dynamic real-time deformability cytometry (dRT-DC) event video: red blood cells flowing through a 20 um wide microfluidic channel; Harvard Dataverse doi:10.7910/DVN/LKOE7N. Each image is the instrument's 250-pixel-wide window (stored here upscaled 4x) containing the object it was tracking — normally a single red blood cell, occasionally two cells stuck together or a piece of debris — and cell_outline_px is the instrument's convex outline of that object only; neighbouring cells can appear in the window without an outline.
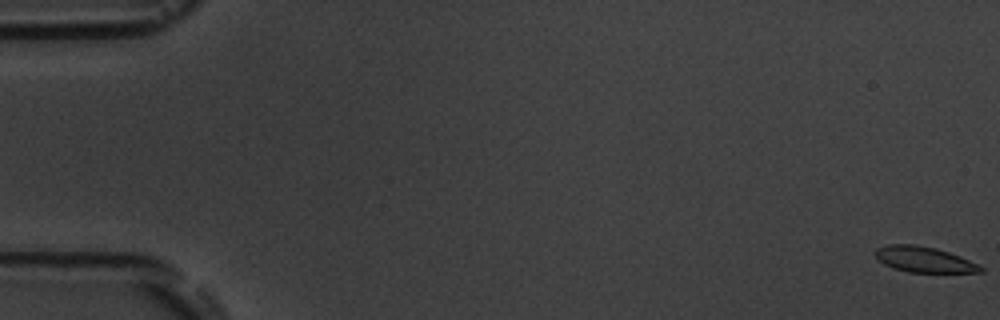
{"species": "common noctule bat (a hibernating species)", "species_latin": "Nyctalus noctula", "temperature_condition": "room temperature", "stored_images_in_passage": 7, "camera_frame_rate_fps": 3000, "um_per_image_px": 0.085, "animal": {"sex": "male", "body_mass_g": 19.5, "forearm_length_mm": 54.6}, "frame": {"image": 1, "passage_image": 1, "time_ms": 0.0, "image_size_px": [1000, 320], "cell_outline_px": [[984, 272], [908, 272], [892, 268], [884, 264], [876, 256], [876, 248], [888, 244], [916, 244], [936, 248], [960, 256], [984, 268]], "centroid_in_image_um": [78.52, 22.05], "position_along_channel_um": 6.5, "area_um2": 15.61}}
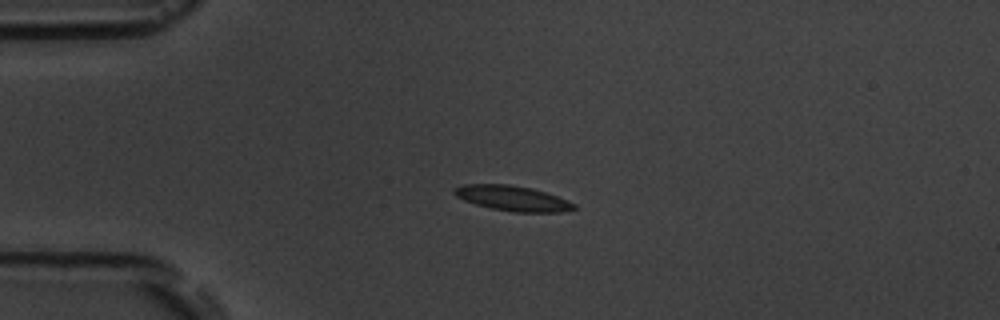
{"frame": {"image": 2, "passage_image": 5, "time_ms": 4.667, "image_size_px": [1000, 320], "cell_outline_px": [[576, 208], [560, 212], [512, 212], [492, 208], [476, 204], [464, 200], [456, 196], [452, 192], [452, 188], [464, 184], [508, 184], [532, 188], [556, 196], [576, 204]], "centroid_in_image_um": [43.53, 16.85], "position_along_channel_um": 41.5, "area_um2": 17.46}}
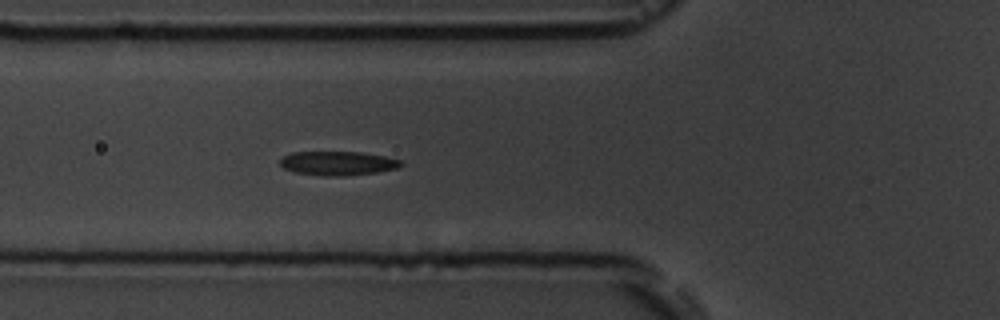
{"frame": {"image": 3, "passage_image": 7, "time_ms": 7.0, "image_size_px": [1000, 320], "cell_outline_px": [[404, 164], [400, 168], [376, 172], [344, 176], [324, 176], [296, 172], [284, 168], [280, 164], [280, 160], [284, 156], [292, 152], [360, 152], [384, 156], [400, 160]], "centroid_in_image_um": [28.74, 13.88], "position_along_channel_um": 97.1, "area_um2": 16.88}}